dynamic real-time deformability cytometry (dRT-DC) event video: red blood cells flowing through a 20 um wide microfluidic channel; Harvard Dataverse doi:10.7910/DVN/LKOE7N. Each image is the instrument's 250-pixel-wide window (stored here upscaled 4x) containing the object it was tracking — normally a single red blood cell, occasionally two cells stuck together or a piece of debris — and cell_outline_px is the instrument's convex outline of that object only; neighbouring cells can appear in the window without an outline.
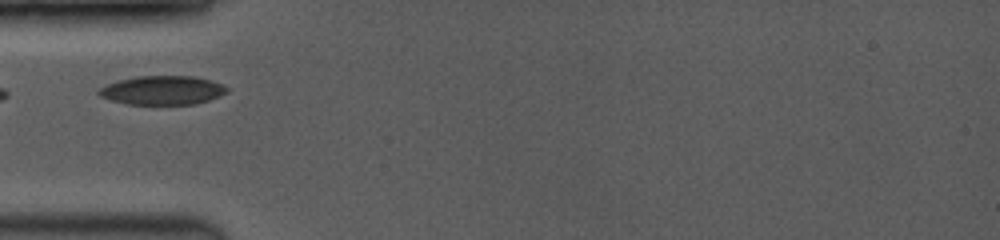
{"species": "common noctule bat (a hibernating species)", "species_latin": "Nyctalus noctula", "temperature_condition": "room temperature", "stored_images_in_passage": 4, "camera_frame_rate_fps": 3500, "um_per_image_px": 0.085, "animal": {"sex": "female", "body_mass_g": 19.0, "forearm_length_mm": 53.3}, "frame": {"image": 1, "passage_image": 1, "time_ms": 0.0, "image_size_px": [1000, 240], "cell_outline_px": [[228, 92], [208, 100], [196, 104], [128, 104], [112, 100], [100, 96], [96, 92], [100, 88], [108, 84], [120, 80], [136, 76], [196, 76], [212, 80], [228, 88]], "centroid_in_image_um": [13.82, 7.67], "position_along_channel_um": 71.2, "area_um2": 21.44}}